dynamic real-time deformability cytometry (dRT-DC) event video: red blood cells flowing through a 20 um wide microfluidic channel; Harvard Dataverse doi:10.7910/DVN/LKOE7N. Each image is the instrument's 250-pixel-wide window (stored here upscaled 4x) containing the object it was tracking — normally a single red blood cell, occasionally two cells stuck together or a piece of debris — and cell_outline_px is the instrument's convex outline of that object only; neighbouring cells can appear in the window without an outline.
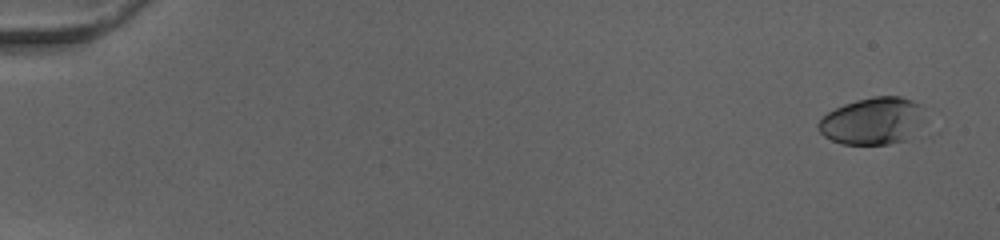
{"species": "human", "species_latin": "Homo sapiens", "temperature_condition": "cold", "stored_images_in_passage": 52, "camera_frame_rate_fps": 3000, "um_per_image_px": 0.085, "donor": {"sex": "female"}, "frame": {"image": 1, "passage_image": 2, "time_ms": 0.333, "image_size_px": [1000, 240], "cell_outline_px": [[928, 112], [924, 120], [908, 140], [888, 144], [840, 144], [824, 136], [820, 132], [816, 124], [828, 112], [844, 104], [856, 100], [872, 96], [900, 96], [912, 100], [928, 108]], "centroid_in_image_um": [74.24, 10.27], "position_along_channel_um": 10.8, "area_um2": 29.77}}
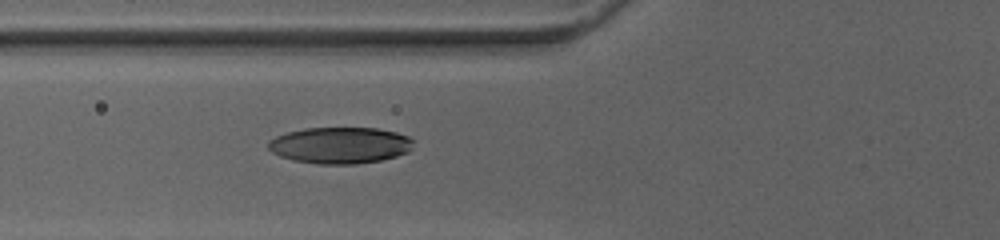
{"frame": {"image": 2, "passage_image": 21, "time_ms": 6.667, "image_size_px": [1000, 240], "cell_outline_px": [[416, 140], [412, 148], [408, 152], [396, 156], [380, 160], [356, 164], [316, 164], [292, 160], [280, 156], [272, 152], [268, 148], [268, 140], [276, 136], [288, 132], [304, 128], [376, 128], [396, 132], [408, 136]], "centroid_in_image_um": [28.92, 12.35], "position_along_channel_um": 96.9, "area_um2": 31.04}}
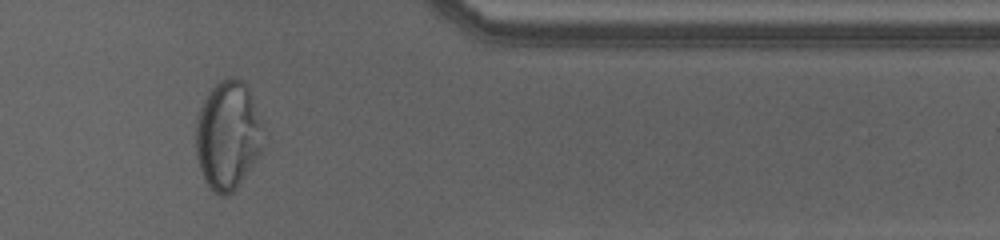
{"frame": {"image": 3, "passage_image": 44, "time_ms": 14.333, "image_size_px": [1000, 240], "cell_outline_px": [[260, 152], [236, 188], [228, 196], [220, 196], [204, 180], [196, 156], [196, 116], [208, 92], [220, 80], [228, 76], [244, 80], [252, 96], [256, 120], [260, 148]], "centroid_in_image_um": [19.27, 11.49], "position_along_channel_um": 392.1, "area_um2": 41.27}, "authors_computed_cell_mechanics": {"area_um2": 31.1831, "velocity_mm_per_s": 4.0296, "shape_relaxation_time_tau1_ms": 5.1066, "shape_relaxation_time_tau2_ms": 0.5558, "deformation_change_tau1": 0.1988, "deformation_change_tau2": 0.0373}}